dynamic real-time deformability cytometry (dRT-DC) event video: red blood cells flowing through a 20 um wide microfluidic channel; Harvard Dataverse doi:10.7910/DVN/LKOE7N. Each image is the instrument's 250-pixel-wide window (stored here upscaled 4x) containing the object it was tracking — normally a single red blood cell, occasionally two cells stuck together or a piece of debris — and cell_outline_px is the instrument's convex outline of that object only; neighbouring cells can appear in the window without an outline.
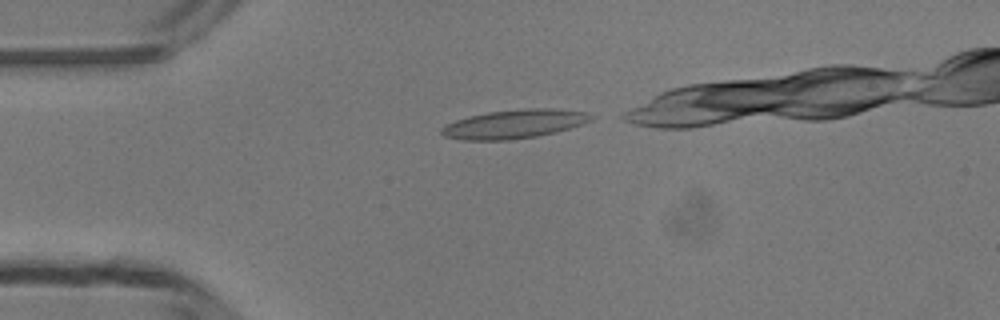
{"species": "common noctule bat (a hibernating species)", "species_latin": "Nyctalus noctula", "temperature_condition": "room temperature", "stored_images_in_passage": 29, "camera_frame_rate_fps": 3000, "um_per_image_px": 0.085, "animal": {"sex": "male", "body_mass_g": 13.3}, "frame": {"image": 1, "passage_image": 1, "time_ms": 0.0, "image_size_px": [1000, 320], "cell_outline_px": [[596, 116], [580, 124], [568, 128], [536, 136], [508, 140], [464, 140], [444, 136], [440, 132], [440, 128], [456, 120], [468, 116], [488, 112], [524, 108], [552, 108], [584, 112]], "centroid_in_image_um": [43.66, 10.53], "position_along_channel_um": 41.3, "area_um2": 24.74}}
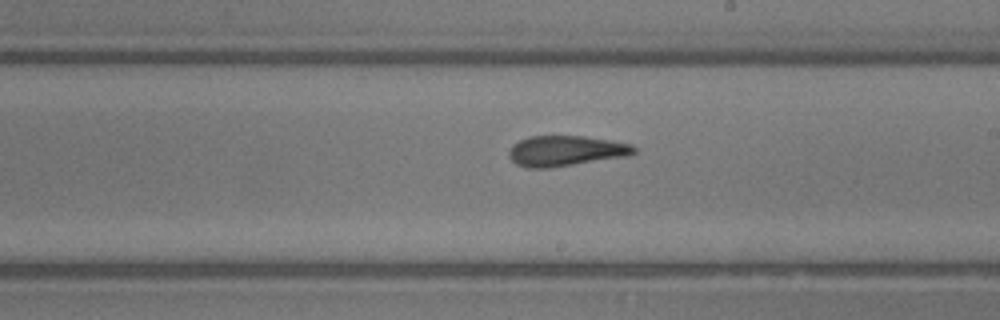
{"frame": {"image": 2, "passage_image": 17, "time_ms": 5.333, "image_size_px": [1000, 320], "cell_outline_px": [[636, 152], [628, 156], [548, 168], [528, 168], [516, 164], [508, 156], [508, 152], [512, 144], [528, 136], [584, 136], [632, 144], [636, 148]], "centroid_in_image_um": [48.06, 12.82], "position_along_channel_um": 240.9, "area_um2": 22.2}}
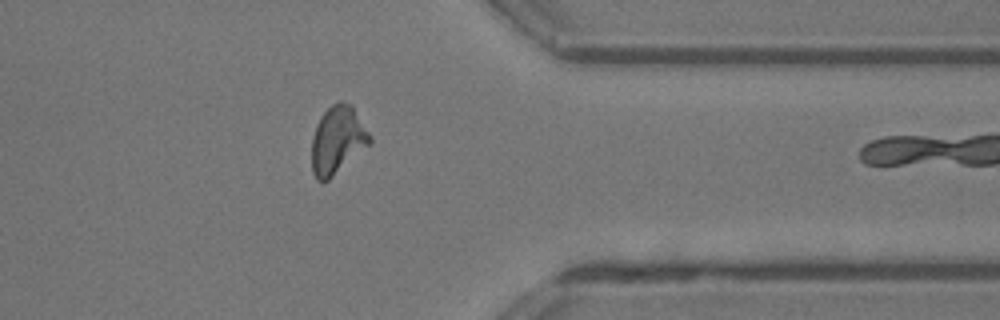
{"frame": {"image": 3, "passage_image": 28, "time_ms": 9.0, "image_size_px": [1000, 320], "cell_outline_px": [[372, 144], [328, 180], [316, 180], [312, 172], [312, 140], [316, 124], [320, 116], [336, 100], [340, 100], [352, 104], [372, 136]], "centroid_in_image_um": [28.72, 11.88], "position_along_channel_um": 382.7, "area_um2": 23.35}}